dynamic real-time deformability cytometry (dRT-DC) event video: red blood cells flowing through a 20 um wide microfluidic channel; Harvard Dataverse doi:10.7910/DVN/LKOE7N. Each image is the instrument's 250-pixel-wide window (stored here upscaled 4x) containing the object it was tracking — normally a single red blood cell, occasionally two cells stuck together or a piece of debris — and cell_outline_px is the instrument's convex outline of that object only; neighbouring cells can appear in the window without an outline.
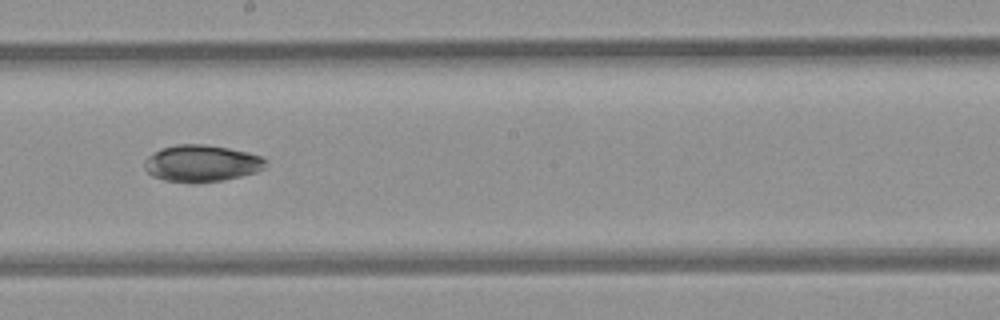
{"species": "common noctule bat (a hibernating species)", "species_latin": "Nyctalus noctula", "temperature_condition": "room temperature", "stored_images_in_passage": 8, "camera_frame_rate_fps": 3000, "um_per_image_px": 0.085, "animal": {"sex": "female", "body_mass_g": 21.9}, "frame": {"image": 1, "passage_image": 7, "time_ms": 7.667, "image_size_px": [1000, 320], "cell_outline_px": [[268, 160], [264, 168], [256, 172], [224, 180], [196, 184], [192, 184], [164, 180], [152, 176], [144, 168], [144, 160], [148, 156], [160, 148], [176, 144], [204, 144], [228, 148], [248, 152], [264, 156]], "centroid_in_image_um": [17.14, 13.89], "position_along_channel_um": 231.1, "area_um2": 26.47}}
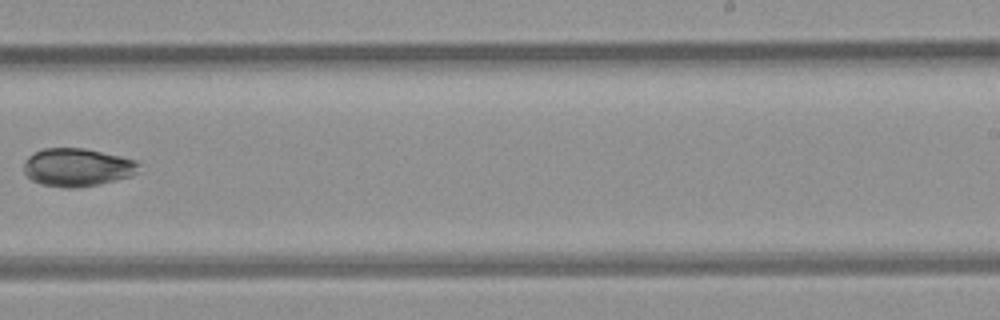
{"frame": {"image": 2, "passage_image": 8, "time_ms": 9.0, "image_size_px": [1000, 320], "cell_outline_px": [[140, 172], [132, 176], [100, 184], [76, 188], [64, 188], [40, 184], [32, 180], [24, 172], [24, 164], [28, 156], [44, 148], [84, 148], [140, 160]], "centroid_in_image_um": [6.63, 14.23], "position_along_channel_um": 282.4, "area_um2": 25.89}}